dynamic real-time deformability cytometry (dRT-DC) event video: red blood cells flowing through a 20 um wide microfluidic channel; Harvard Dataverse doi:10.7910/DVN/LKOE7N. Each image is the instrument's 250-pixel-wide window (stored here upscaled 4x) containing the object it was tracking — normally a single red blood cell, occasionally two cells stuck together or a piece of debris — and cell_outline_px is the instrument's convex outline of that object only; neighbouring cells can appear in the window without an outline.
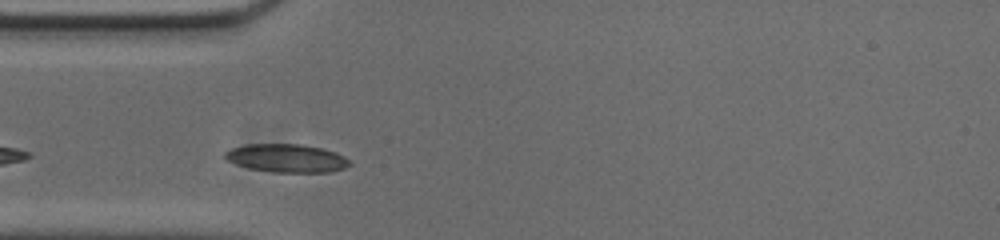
{"species": "common noctule bat (a hibernating species)", "species_latin": "Nyctalus noctula", "temperature_condition": "cold", "stored_images_in_passage": 16, "camera_frame_rate_fps": 3000, "um_per_image_px": 0.085, "animal": {"sex": "male", "body_mass_g": 20.0, "forearm_length_mm": 53.3}, "frame": {"image": 1, "passage_image": 3, "time_ms": 0.667, "image_size_px": [1000, 240], "cell_outline_px": [[352, 164], [344, 168], [328, 172], [272, 172], [248, 168], [236, 164], [228, 160], [224, 156], [224, 152], [232, 148], [248, 144], [300, 144], [320, 148], [336, 152], [344, 156]], "centroid_in_image_um": [24.36, 13.45], "position_along_channel_um": 60.6, "area_um2": 20.4}}
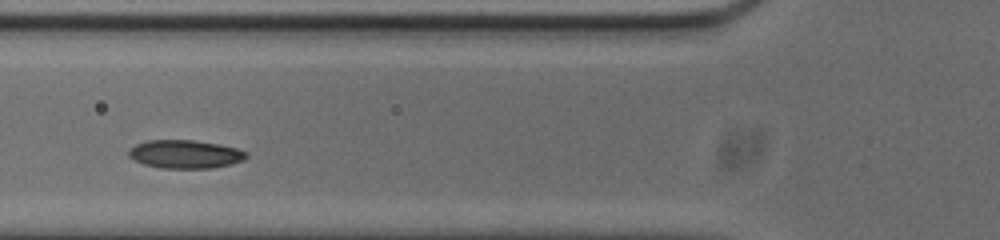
{"frame": {"image": 2, "passage_image": 7, "time_ms": 2.0, "image_size_px": [1000, 240], "cell_outline_px": [[248, 156], [244, 160], [232, 164], [212, 168], [160, 168], [144, 164], [128, 156], [128, 148], [136, 144], [148, 140], [192, 140], [216, 144], [236, 148], [248, 152]], "centroid_in_image_um": [15.74, 13.11], "position_along_channel_um": 110.1, "area_um2": 19.42}}
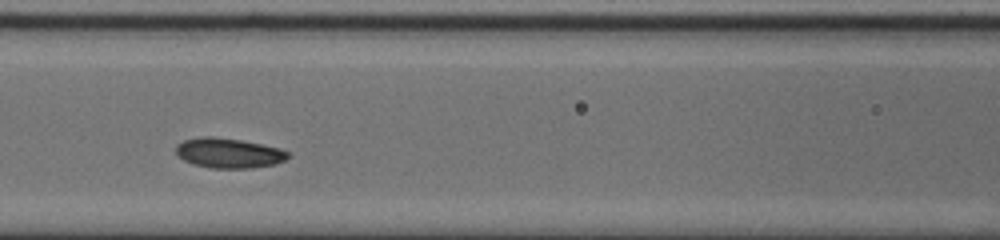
{"frame": {"image": 3, "passage_image": 10, "time_ms": 3.0, "image_size_px": [1000, 240], "cell_outline_px": [[288, 156], [284, 160], [276, 164], [252, 168], [212, 168], [192, 164], [184, 160], [176, 152], [176, 144], [184, 140], [200, 136], [212, 136], [240, 140], [280, 148], [288, 152]], "centroid_in_image_um": [19.42, 13.01], "position_along_channel_um": 147.2, "area_um2": 19.48}}